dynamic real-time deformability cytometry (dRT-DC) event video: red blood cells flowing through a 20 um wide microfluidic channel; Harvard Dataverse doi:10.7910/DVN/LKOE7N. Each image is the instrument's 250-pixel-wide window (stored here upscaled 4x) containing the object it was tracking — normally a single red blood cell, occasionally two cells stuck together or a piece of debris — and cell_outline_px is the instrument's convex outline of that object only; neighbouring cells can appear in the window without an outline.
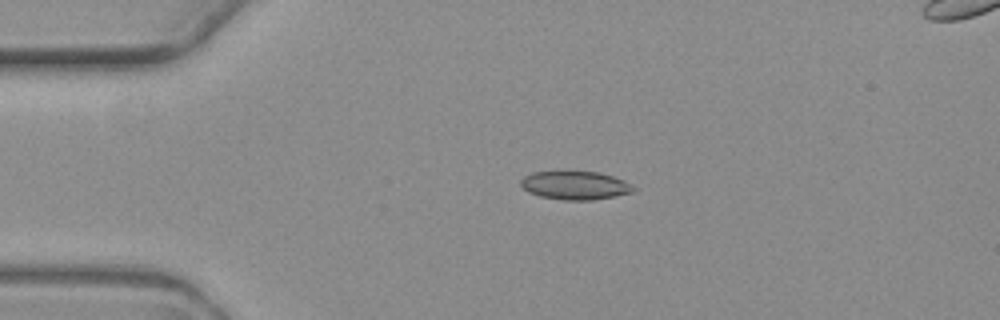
{"species": "common noctule bat (a hibernating species)", "species_latin": "Nyctalus noctula", "temperature_condition": "warm", "stored_images_in_passage": 4, "camera_frame_rate_fps": 3000, "um_per_image_px": 0.085, "animal": {"sex": "female", "body_mass_g": 19.3, "forearm_length_mm": 54.1}, "frame": {"image": 1, "passage_image": 2, "time_ms": 1.0, "image_size_px": [1000, 320], "cell_outline_px": [[636, 188], [632, 192], [616, 196], [592, 200], [564, 200], [540, 196], [528, 192], [520, 184], [520, 180], [524, 176], [532, 172], [600, 172], [624, 180], [632, 184]], "centroid_in_image_um": [48.9, 15.76], "position_along_channel_um": 36.1, "area_um2": 18.61}}